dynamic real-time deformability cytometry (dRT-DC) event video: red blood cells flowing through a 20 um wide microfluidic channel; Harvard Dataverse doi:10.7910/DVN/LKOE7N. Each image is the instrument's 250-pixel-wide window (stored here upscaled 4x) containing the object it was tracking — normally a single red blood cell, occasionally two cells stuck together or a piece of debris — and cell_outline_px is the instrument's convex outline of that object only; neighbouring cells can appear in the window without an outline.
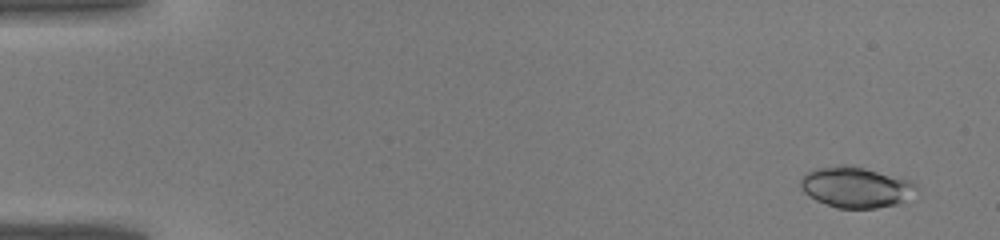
{"species": "common noctule bat (a hibernating species)", "species_latin": "Nyctalus noctula", "temperature_condition": "warm", "stored_images_in_passage": 43, "camera_frame_rate_fps": 3000, "um_per_image_px": 0.085, "animal": {"sex": "male", "body_mass_g": 19.0, "forearm_length_mm": 50.8}, "frame": {"image": 1, "passage_image": 3, "time_ms": 0.667, "image_size_px": [1000, 240], "cell_outline_px": [[920, 196], [896, 204], [876, 208], [836, 208], [816, 200], [808, 196], [800, 188], [800, 180], [808, 172], [816, 168], [840, 164], [844, 164], [864, 168], [908, 180], [916, 184], [920, 188]], "centroid_in_image_um": [72.81, 15.93], "position_along_channel_um": 12.2, "area_um2": 27.86}}
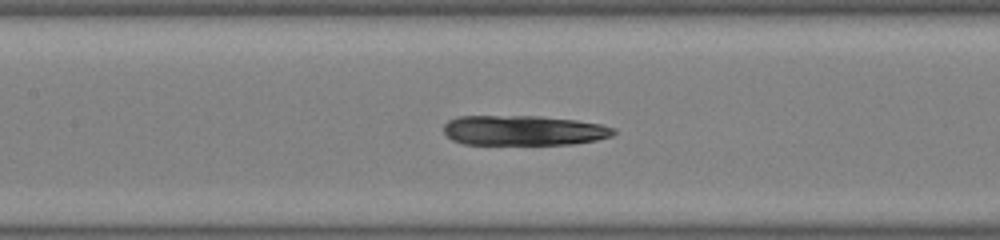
{"frame": {"image": 2, "passage_image": 21, "time_ms": 6.667, "image_size_px": [1000, 240], "cell_outline_px": [[616, 132], [612, 136], [596, 140], [572, 144], [464, 144], [452, 140], [444, 132], [444, 124], [448, 120], [456, 116], [540, 116], [576, 120], [600, 124], [616, 128]], "centroid_in_image_um": [44.5, 11.08], "position_along_channel_um": 162.9, "area_um2": 29.82}}
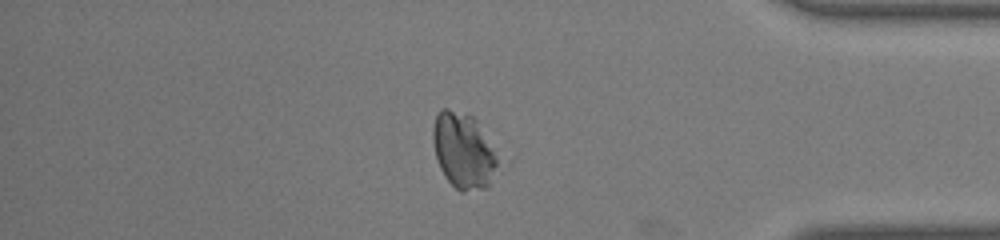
{"frame": {"image": 3, "passage_image": 37, "time_ms": 12.0, "image_size_px": [1000, 240], "cell_outline_px": [[500, 156], [488, 188], [464, 192], [460, 192], [444, 176], [440, 168], [436, 156], [432, 140], [432, 128], [436, 116], [440, 108], [448, 108], [472, 116], [476, 120]], "centroid_in_image_um": [39.39, 12.81], "position_along_channel_um": 395.8, "area_um2": 28.84}}